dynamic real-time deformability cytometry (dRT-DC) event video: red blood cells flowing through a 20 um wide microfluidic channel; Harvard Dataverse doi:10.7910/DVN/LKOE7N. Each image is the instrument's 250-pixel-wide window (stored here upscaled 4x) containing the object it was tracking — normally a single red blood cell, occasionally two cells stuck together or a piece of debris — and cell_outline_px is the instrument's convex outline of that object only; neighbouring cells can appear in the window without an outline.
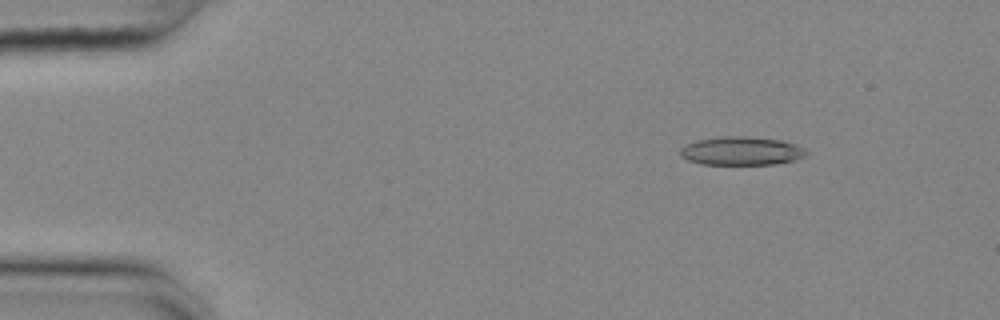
{"species": "common noctule bat (a hibernating species)", "species_latin": "Nyctalus noctula", "temperature_condition": "cold", "stored_images_in_passage": 49, "camera_frame_rate_fps": 3000, "um_per_image_px": 0.085, "animal": {"sex": "female", "body_mass_g": 25.1}, "frame": {"image": 1, "passage_image": 1, "time_ms": 0.0, "image_size_px": [1000, 320], "cell_outline_px": [[808, 152], [804, 156], [796, 160], [776, 164], [700, 164], [688, 160], [680, 156], [680, 148], [696, 140], [724, 136], [748, 136], [784, 140], [796, 144], [804, 148]], "centroid_in_image_um": [63.04, 12.82], "position_along_channel_um": 22.0, "area_um2": 21.1}}
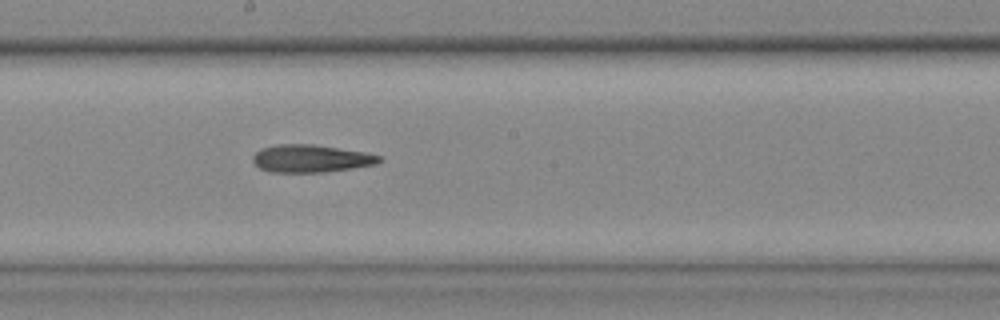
{"frame": {"image": 2, "passage_image": 24, "time_ms": 7.667, "image_size_px": [1000, 320], "cell_outline_px": [[384, 160], [376, 164], [352, 168], [324, 172], [272, 172], [260, 168], [252, 160], [252, 156], [256, 152], [264, 148], [276, 144], [312, 144], [364, 152], [380, 156]], "centroid_in_image_um": [26.43, 13.47], "position_along_channel_um": 221.8, "area_um2": 20.17}}
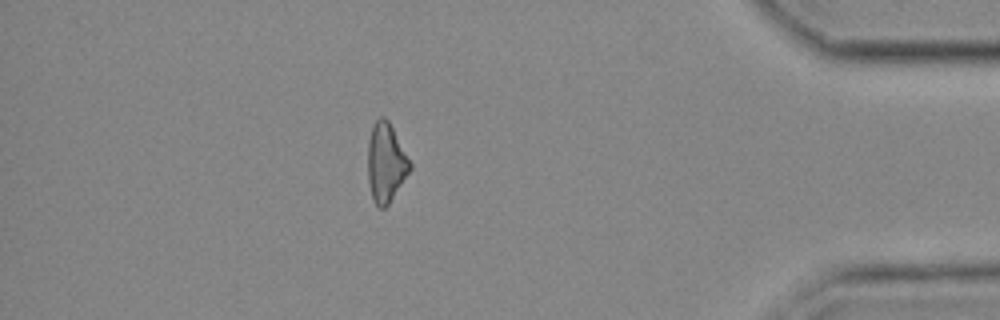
{"frame": {"image": 3, "passage_image": 42, "time_ms": 13.667, "image_size_px": [1000, 320], "cell_outline_px": [[412, 168], [388, 204], [384, 208], [380, 208], [372, 200], [368, 180], [368, 140], [372, 124], [380, 116], [384, 116], [388, 120], [412, 164]], "centroid_in_image_um": [32.78, 13.81], "position_along_channel_um": 402.4, "area_um2": 19.36}, "authors_computed_cell_mechanics": {"area_um2": 20.23, "velocity_mm_per_s": 3.675, "shape_relaxation_time_tau1_ms": null, "shape_relaxation_time_tau2_ms": 8.0849, "deformation_change_tau1": null, "deformation_change_tau2": 0.2509}}